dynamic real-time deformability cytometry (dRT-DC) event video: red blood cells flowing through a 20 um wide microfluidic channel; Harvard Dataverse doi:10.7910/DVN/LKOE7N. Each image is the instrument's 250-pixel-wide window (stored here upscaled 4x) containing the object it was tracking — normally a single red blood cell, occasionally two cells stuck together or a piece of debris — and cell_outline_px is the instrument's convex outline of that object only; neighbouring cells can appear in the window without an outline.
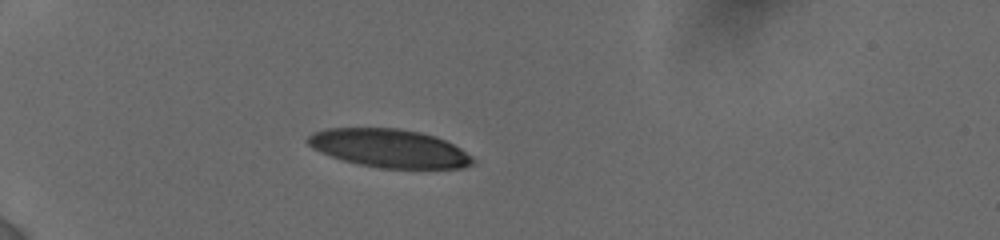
{"species": "human", "species_latin": "Homo sapiens", "temperature_condition": "cold", "stored_images_in_passage": 12, "camera_frame_rate_fps": 3000, "um_per_image_px": 0.085, "donor": {"sex": "female"}, "frame": {"image": 1, "passage_image": 10, "time_ms": 5.0, "image_size_px": [1000, 240], "cell_outline_px": [[476, 160], [472, 164], [464, 168], [380, 168], [360, 164], [344, 160], [320, 152], [312, 148], [308, 144], [308, 136], [312, 132], [328, 128], [400, 128], [420, 132], [436, 136], [460, 148], [472, 156]], "centroid_in_image_um": [33.1, 12.6], "position_along_channel_um": 51.9, "area_um2": 36.76}}